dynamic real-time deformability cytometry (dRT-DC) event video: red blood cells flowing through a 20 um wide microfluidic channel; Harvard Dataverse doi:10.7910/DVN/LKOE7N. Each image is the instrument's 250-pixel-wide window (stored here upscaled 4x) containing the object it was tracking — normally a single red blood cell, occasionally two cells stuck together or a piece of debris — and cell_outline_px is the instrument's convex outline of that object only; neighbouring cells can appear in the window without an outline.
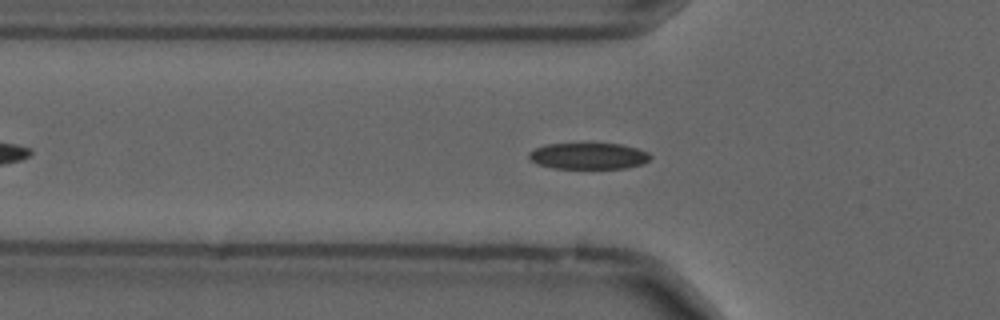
{"species": "common noctule bat (a hibernating species)", "species_latin": "Nyctalus noctula", "temperature_condition": "cold", "stored_images_in_passage": 38, "camera_frame_rate_fps": 3000, "um_per_image_px": 0.085, "animal": {"sex": "male", "forearm_length_mm": 52.5}, "frame": {"image": 1, "passage_image": 11, "time_ms": 3.333, "image_size_px": [1000, 320], "cell_outline_px": [[652, 156], [644, 164], [624, 168], [552, 168], [536, 164], [528, 156], [528, 152], [536, 148], [548, 144], [588, 140], [620, 144], [636, 148], [648, 152]], "centroid_in_image_um": [50.01, 13.21], "position_along_channel_um": 75.8, "area_um2": 19.54}}
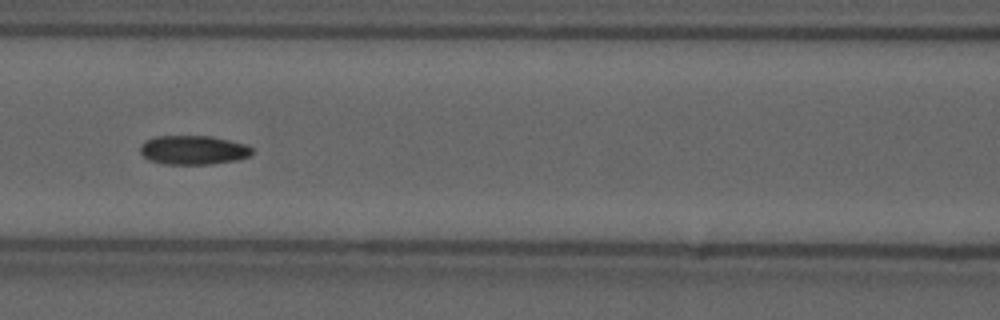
{"frame": {"image": 2, "passage_image": 17, "time_ms": 5.333, "image_size_px": [1000, 320], "cell_outline_px": [[252, 152], [248, 156], [240, 160], [212, 164], [164, 164], [148, 160], [140, 152], [140, 144], [144, 140], [156, 136], [212, 136], [244, 144], [252, 148]], "centroid_in_image_um": [16.4, 12.75], "position_along_channel_um": 150.2, "area_um2": 19.07}}
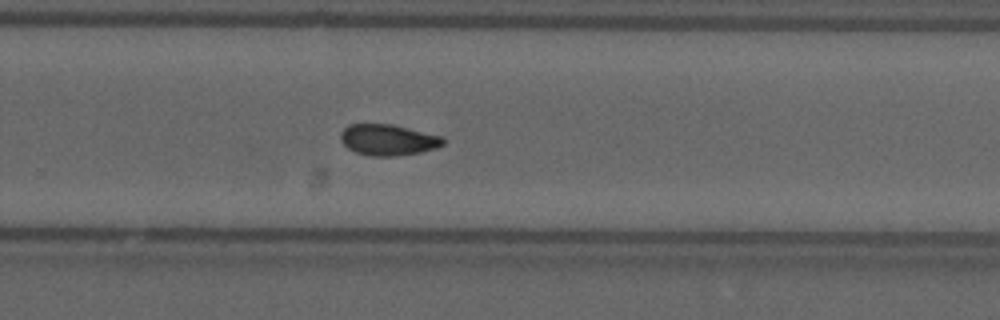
{"frame": {"image": 3, "passage_image": 29, "time_ms": 9.333, "image_size_px": [1000, 320], "cell_outline_px": [[444, 144], [436, 148], [420, 152], [392, 156], [372, 156], [356, 152], [348, 148], [340, 140], [340, 132], [348, 124], [392, 124], [444, 136]], "centroid_in_image_um": [32.99, 11.87], "position_along_channel_um": 296.8, "area_um2": 18.61}, "authors_computed_cell_mechanics": {"area_um2": 19.1029, "velocity_mm_per_s": 3.6895, "shape_relaxation_time_tau1_ms": 9.3815, "shape_relaxation_time_tau2_ms": 7.2011, "deformation_change_tau1": 0.1603, "deformation_change_tau2": 0.1062}}